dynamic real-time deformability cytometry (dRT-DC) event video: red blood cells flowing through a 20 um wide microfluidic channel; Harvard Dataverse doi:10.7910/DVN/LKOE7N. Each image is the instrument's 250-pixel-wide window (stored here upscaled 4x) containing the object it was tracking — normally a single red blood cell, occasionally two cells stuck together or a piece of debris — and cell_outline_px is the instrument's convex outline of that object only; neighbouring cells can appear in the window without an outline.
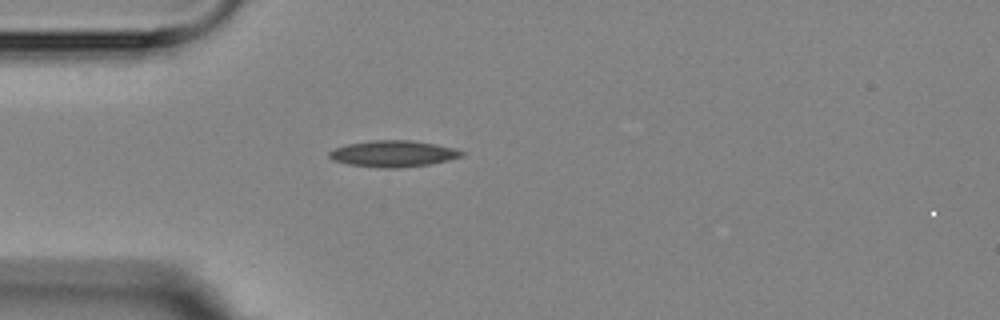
{"species": "Egyptian fruit bat (a non-hibernating species)", "species_latin": "Rousettus aegyptiacus", "temperature_condition": "room temperature", "stored_images_in_passage": 1, "camera_frame_rate_fps": 3000, "um_per_image_px": 0.085, "animal": {"sex": "female"}, "frame": {"image": 1, "passage_image": 1, "time_ms": 0.0, "image_size_px": [1000, 320], "cell_outline_px": [[464, 156], [448, 160], [428, 164], [400, 168], [380, 168], [348, 164], [332, 160], [328, 156], [328, 152], [332, 148], [348, 144], [372, 140], [412, 140], [436, 144], [452, 148], [464, 152]], "centroid_in_image_um": [33.38, 13.06], "position_along_channel_um": 51.6, "area_um2": 20.4}}